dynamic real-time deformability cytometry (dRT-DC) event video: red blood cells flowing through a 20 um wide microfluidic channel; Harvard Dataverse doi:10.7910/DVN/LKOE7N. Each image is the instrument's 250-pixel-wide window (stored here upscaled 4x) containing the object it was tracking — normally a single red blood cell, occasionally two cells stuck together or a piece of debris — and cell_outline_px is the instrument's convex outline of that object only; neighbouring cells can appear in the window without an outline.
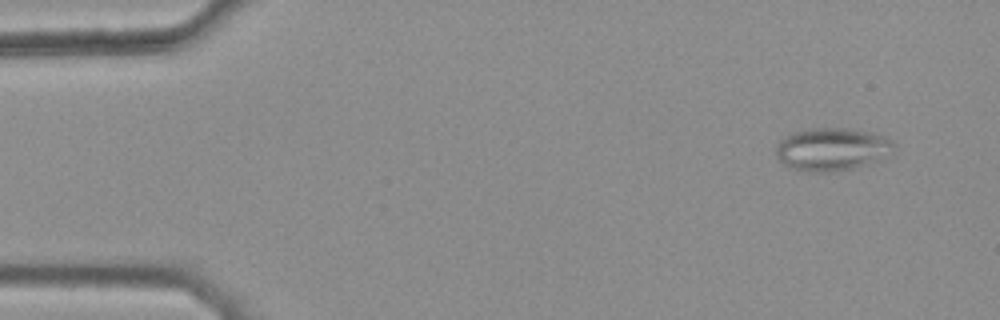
{"species": "common noctule bat (a hibernating species)", "species_latin": "Nyctalus noctula", "temperature_condition": "warm", "stored_images_in_passage": 46, "camera_frame_rate_fps": 3000, "um_per_image_px": 0.085, "animal": {"sex": "female", "body_mass_g": 25.1}, "frame": {"image": 1, "passage_image": 4, "time_ms": 1.0, "image_size_px": [1000, 320], "cell_outline_px": [[896, 144], [892, 156], [856, 168], [832, 172], [816, 172], [792, 168], [784, 164], [776, 156], [776, 148], [780, 140], [792, 132], [812, 128], [848, 128], [872, 132], [884, 136], [892, 140]], "centroid_in_image_um": [70.79, 12.68], "position_along_channel_um": 14.2, "area_um2": 29.88}}
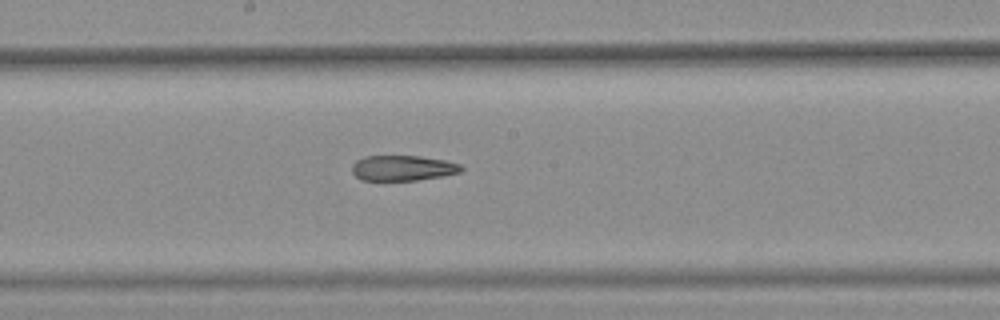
{"frame": {"image": 2, "passage_image": 28, "time_ms": 9.0, "image_size_px": [1000, 320], "cell_outline_px": [[464, 168], [460, 172], [444, 176], [416, 180], [360, 180], [352, 172], [352, 164], [356, 160], [364, 156], [420, 156], [444, 160], [460, 164]], "centroid_in_image_um": [34.23, 14.28], "position_along_channel_um": 214.0, "area_um2": 16.18}}
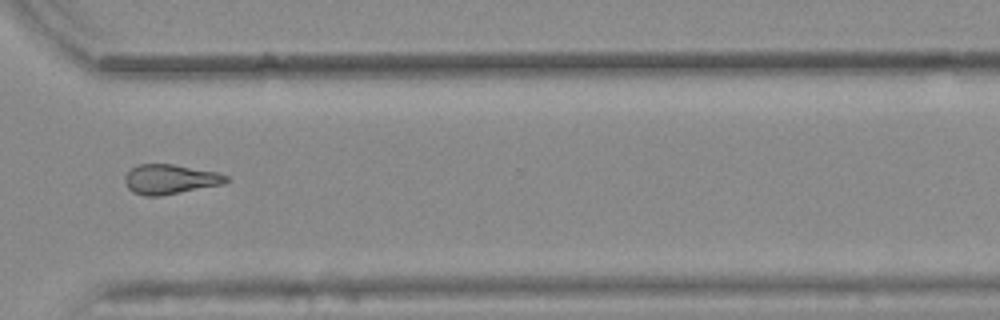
{"frame": {"image": 3, "passage_image": 39, "time_ms": 12.667, "image_size_px": [1000, 320], "cell_outline_px": [[228, 180], [224, 184], [160, 196], [144, 196], [132, 192], [128, 188], [124, 180], [124, 176], [132, 168], [140, 164], [172, 164], [216, 172], [228, 176]], "centroid_in_image_um": [14.44, 15.24], "position_along_channel_um": 356.2, "area_um2": 17.46}, "authors_computed_cell_mechanics": {"area_um2": 17.8313, "velocity_mm_per_s": 3.8666, "shape_relaxation_time_tau1_ms": null, "shape_relaxation_time_tau2_ms": 4.2553, "deformation_change_tau1": null, "deformation_change_tau2": 0.1518}}